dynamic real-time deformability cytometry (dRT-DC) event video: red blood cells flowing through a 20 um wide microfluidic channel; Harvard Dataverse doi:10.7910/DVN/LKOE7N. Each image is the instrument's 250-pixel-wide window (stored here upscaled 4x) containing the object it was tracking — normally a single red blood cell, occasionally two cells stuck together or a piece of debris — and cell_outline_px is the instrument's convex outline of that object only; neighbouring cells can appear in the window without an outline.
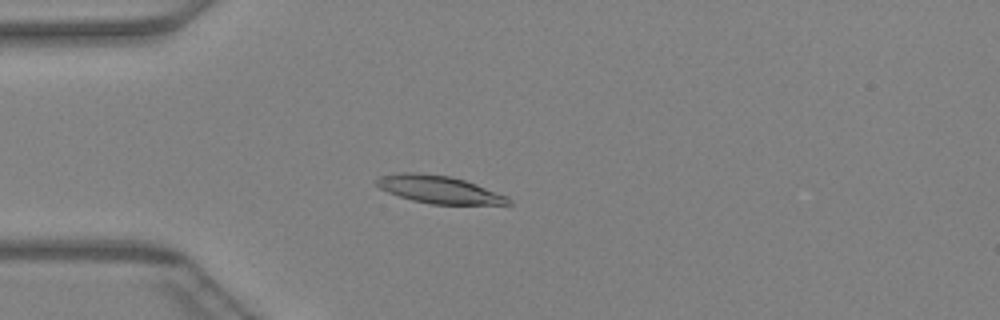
{"species": "Egyptian fruit bat (a non-hibernating species)", "species_latin": "Rousettus aegyptiacus", "temperature_condition": "warm", "stored_images_in_passage": 46, "camera_frame_rate_fps": 3000, "um_per_image_px": 0.085, "animal": {"sex": "female"}, "frame": {"image": 1, "passage_image": 12, "time_ms": 3.667, "image_size_px": [1000, 320], "cell_outline_px": [[512, 204], [432, 204], [412, 200], [388, 192], [380, 188], [376, 184], [376, 180], [380, 176], [400, 172], [416, 172], [452, 176], [476, 184], [508, 196], [512, 200]], "centroid_in_image_um": [37.33, 16.1], "position_along_channel_um": 47.7, "area_um2": 21.15}}
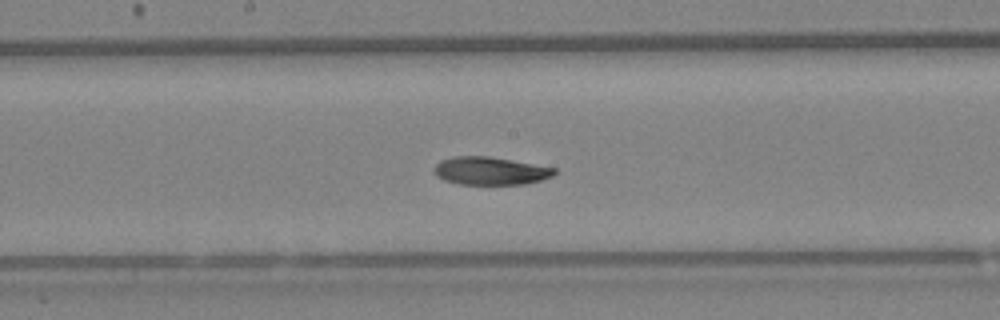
{"frame": {"image": 2, "passage_image": 24, "time_ms": 7.667, "image_size_px": [1000, 320], "cell_outline_px": [[556, 172], [552, 176], [540, 180], [524, 184], [460, 184], [444, 180], [436, 176], [432, 172], [432, 168], [440, 160], [452, 156], [488, 156], [556, 168]], "centroid_in_image_um": [41.61, 14.52], "position_along_channel_um": 206.6, "area_um2": 19.59}}
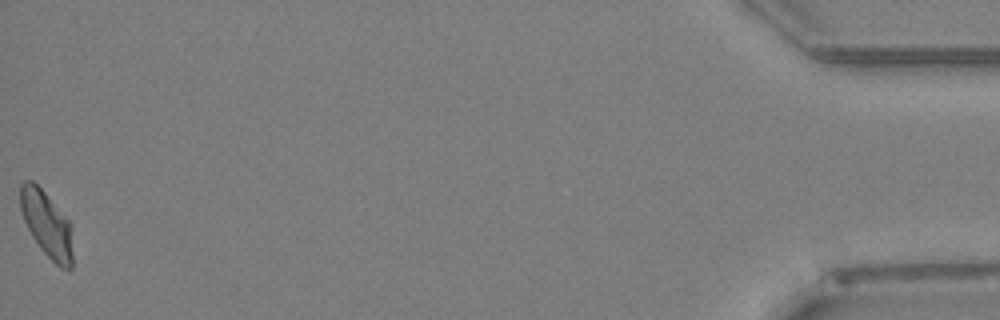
{"frame": {"image": 3, "passage_image": 46, "time_ms": 15.0, "image_size_px": [1000, 320], "cell_outline_px": [[72, 268], [60, 268], [40, 248], [32, 236], [24, 220], [20, 208], [20, 184], [24, 180], [32, 180], [44, 192], [72, 224]], "centroid_in_image_um": [3.98, 19.05], "position_along_channel_um": 431.2, "area_um2": 20.0}}